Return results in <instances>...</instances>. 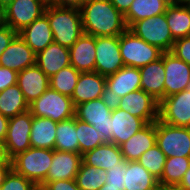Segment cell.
Returning a JSON list of instances; mask_svg holds the SVG:
<instances>
[{
	"mask_svg": "<svg viewBox=\"0 0 190 190\" xmlns=\"http://www.w3.org/2000/svg\"><path fill=\"white\" fill-rule=\"evenodd\" d=\"M80 11L83 33L94 37L119 36L128 29L124 15L110 0H87Z\"/></svg>",
	"mask_w": 190,
	"mask_h": 190,
	"instance_id": "obj_1",
	"label": "cell"
},
{
	"mask_svg": "<svg viewBox=\"0 0 190 190\" xmlns=\"http://www.w3.org/2000/svg\"><path fill=\"white\" fill-rule=\"evenodd\" d=\"M44 14L48 17L55 43L70 48L83 34L80 9L48 3Z\"/></svg>",
	"mask_w": 190,
	"mask_h": 190,
	"instance_id": "obj_2",
	"label": "cell"
},
{
	"mask_svg": "<svg viewBox=\"0 0 190 190\" xmlns=\"http://www.w3.org/2000/svg\"><path fill=\"white\" fill-rule=\"evenodd\" d=\"M53 160V150L30 147L11 159L12 169L32 181L43 184Z\"/></svg>",
	"mask_w": 190,
	"mask_h": 190,
	"instance_id": "obj_3",
	"label": "cell"
},
{
	"mask_svg": "<svg viewBox=\"0 0 190 190\" xmlns=\"http://www.w3.org/2000/svg\"><path fill=\"white\" fill-rule=\"evenodd\" d=\"M29 111L32 116L49 118L55 122L75 116V106L71 97L50 87L38 99L29 104Z\"/></svg>",
	"mask_w": 190,
	"mask_h": 190,
	"instance_id": "obj_4",
	"label": "cell"
},
{
	"mask_svg": "<svg viewBox=\"0 0 190 190\" xmlns=\"http://www.w3.org/2000/svg\"><path fill=\"white\" fill-rule=\"evenodd\" d=\"M120 54L125 66L141 68L162 57L164 51L135 36L130 30L119 35Z\"/></svg>",
	"mask_w": 190,
	"mask_h": 190,
	"instance_id": "obj_5",
	"label": "cell"
},
{
	"mask_svg": "<svg viewBox=\"0 0 190 190\" xmlns=\"http://www.w3.org/2000/svg\"><path fill=\"white\" fill-rule=\"evenodd\" d=\"M135 36L162 51H172L174 38L168 27L165 13L134 22L129 28Z\"/></svg>",
	"mask_w": 190,
	"mask_h": 190,
	"instance_id": "obj_6",
	"label": "cell"
},
{
	"mask_svg": "<svg viewBox=\"0 0 190 190\" xmlns=\"http://www.w3.org/2000/svg\"><path fill=\"white\" fill-rule=\"evenodd\" d=\"M156 145L170 157H190V128L156 121Z\"/></svg>",
	"mask_w": 190,
	"mask_h": 190,
	"instance_id": "obj_7",
	"label": "cell"
},
{
	"mask_svg": "<svg viewBox=\"0 0 190 190\" xmlns=\"http://www.w3.org/2000/svg\"><path fill=\"white\" fill-rule=\"evenodd\" d=\"M48 3V0H13L4 9L5 23L18 33L40 18Z\"/></svg>",
	"mask_w": 190,
	"mask_h": 190,
	"instance_id": "obj_8",
	"label": "cell"
},
{
	"mask_svg": "<svg viewBox=\"0 0 190 190\" xmlns=\"http://www.w3.org/2000/svg\"><path fill=\"white\" fill-rule=\"evenodd\" d=\"M75 117L92 125L102 135L105 143H112L110 133L111 110L101 98L76 105Z\"/></svg>",
	"mask_w": 190,
	"mask_h": 190,
	"instance_id": "obj_9",
	"label": "cell"
},
{
	"mask_svg": "<svg viewBox=\"0 0 190 190\" xmlns=\"http://www.w3.org/2000/svg\"><path fill=\"white\" fill-rule=\"evenodd\" d=\"M95 71L102 76L116 73L124 65L119 36L96 37Z\"/></svg>",
	"mask_w": 190,
	"mask_h": 190,
	"instance_id": "obj_10",
	"label": "cell"
},
{
	"mask_svg": "<svg viewBox=\"0 0 190 190\" xmlns=\"http://www.w3.org/2000/svg\"><path fill=\"white\" fill-rule=\"evenodd\" d=\"M159 120L165 124L190 128V92L183 90L159 103Z\"/></svg>",
	"mask_w": 190,
	"mask_h": 190,
	"instance_id": "obj_11",
	"label": "cell"
},
{
	"mask_svg": "<svg viewBox=\"0 0 190 190\" xmlns=\"http://www.w3.org/2000/svg\"><path fill=\"white\" fill-rule=\"evenodd\" d=\"M32 119L33 116L29 110L9 119L4 142L11 159L31 147L30 134Z\"/></svg>",
	"mask_w": 190,
	"mask_h": 190,
	"instance_id": "obj_12",
	"label": "cell"
},
{
	"mask_svg": "<svg viewBox=\"0 0 190 190\" xmlns=\"http://www.w3.org/2000/svg\"><path fill=\"white\" fill-rule=\"evenodd\" d=\"M119 109L141 118L146 124L159 119V102L142 89L121 97Z\"/></svg>",
	"mask_w": 190,
	"mask_h": 190,
	"instance_id": "obj_13",
	"label": "cell"
},
{
	"mask_svg": "<svg viewBox=\"0 0 190 190\" xmlns=\"http://www.w3.org/2000/svg\"><path fill=\"white\" fill-rule=\"evenodd\" d=\"M164 98L185 90L190 82V65L171 51L164 52Z\"/></svg>",
	"mask_w": 190,
	"mask_h": 190,
	"instance_id": "obj_14",
	"label": "cell"
},
{
	"mask_svg": "<svg viewBox=\"0 0 190 190\" xmlns=\"http://www.w3.org/2000/svg\"><path fill=\"white\" fill-rule=\"evenodd\" d=\"M82 163V155L73 152H65L53 150V160L48 171L45 182L46 186L49 182L58 180L75 179L80 165Z\"/></svg>",
	"mask_w": 190,
	"mask_h": 190,
	"instance_id": "obj_15",
	"label": "cell"
},
{
	"mask_svg": "<svg viewBox=\"0 0 190 190\" xmlns=\"http://www.w3.org/2000/svg\"><path fill=\"white\" fill-rule=\"evenodd\" d=\"M36 54L17 34L0 56V66L17 73L35 65Z\"/></svg>",
	"mask_w": 190,
	"mask_h": 190,
	"instance_id": "obj_16",
	"label": "cell"
},
{
	"mask_svg": "<svg viewBox=\"0 0 190 190\" xmlns=\"http://www.w3.org/2000/svg\"><path fill=\"white\" fill-rule=\"evenodd\" d=\"M17 85L28 104L38 99L49 87V77L35 64L17 74Z\"/></svg>",
	"mask_w": 190,
	"mask_h": 190,
	"instance_id": "obj_17",
	"label": "cell"
},
{
	"mask_svg": "<svg viewBox=\"0 0 190 190\" xmlns=\"http://www.w3.org/2000/svg\"><path fill=\"white\" fill-rule=\"evenodd\" d=\"M145 125L146 123L141 118L133 116L124 110L119 108L112 110L110 120L112 143L120 146L128 141Z\"/></svg>",
	"mask_w": 190,
	"mask_h": 190,
	"instance_id": "obj_18",
	"label": "cell"
},
{
	"mask_svg": "<svg viewBox=\"0 0 190 190\" xmlns=\"http://www.w3.org/2000/svg\"><path fill=\"white\" fill-rule=\"evenodd\" d=\"M96 37L83 33L69 48L70 65L79 72L95 71Z\"/></svg>",
	"mask_w": 190,
	"mask_h": 190,
	"instance_id": "obj_19",
	"label": "cell"
},
{
	"mask_svg": "<svg viewBox=\"0 0 190 190\" xmlns=\"http://www.w3.org/2000/svg\"><path fill=\"white\" fill-rule=\"evenodd\" d=\"M156 145V121L147 123L128 141L121 144L120 150L126 161H137L140 156Z\"/></svg>",
	"mask_w": 190,
	"mask_h": 190,
	"instance_id": "obj_20",
	"label": "cell"
},
{
	"mask_svg": "<svg viewBox=\"0 0 190 190\" xmlns=\"http://www.w3.org/2000/svg\"><path fill=\"white\" fill-rule=\"evenodd\" d=\"M141 89L151 95L159 103L164 99V53L162 57L141 68Z\"/></svg>",
	"mask_w": 190,
	"mask_h": 190,
	"instance_id": "obj_21",
	"label": "cell"
},
{
	"mask_svg": "<svg viewBox=\"0 0 190 190\" xmlns=\"http://www.w3.org/2000/svg\"><path fill=\"white\" fill-rule=\"evenodd\" d=\"M35 64L50 78L70 65L69 48L53 42L36 54Z\"/></svg>",
	"mask_w": 190,
	"mask_h": 190,
	"instance_id": "obj_22",
	"label": "cell"
},
{
	"mask_svg": "<svg viewBox=\"0 0 190 190\" xmlns=\"http://www.w3.org/2000/svg\"><path fill=\"white\" fill-rule=\"evenodd\" d=\"M18 34L35 54L54 42L48 17L45 14L24 27Z\"/></svg>",
	"mask_w": 190,
	"mask_h": 190,
	"instance_id": "obj_23",
	"label": "cell"
},
{
	"mask_svg": "<svg viewBox=\"0 0 190 190\" xmlns=\"http://www.w3.org/2000/svg\"><path fill=\"white\" fill-rule=\"evenodd\" d=\"M105 87V76L100 75L96 71L80 73L77 85L71 97L74 106L101 98Z\"/></svg>",
	"mask_w": 190,
	"mask_h": 190,
	"instance_id": "obj_24",
	"label": "cell"
},
{
	"mask_svg": "<svg viewBox=\"0 0 190 190\" xmlns=\"http://www.w3.org/2000/svg\"><path fill=\"white\" fill-rule=\"evenodd\" d=\"M82 161L97 169L109 170L121 166L126 160L123 158L120 147L113 143H104L82 155Z\"/></svg>",
	"mask_w": 190,
	"mask_h": 190,
	"instance_id": "obj_25",
	"label": "cell"
},
{
	"mask_svg": "<svg viewBox=\"0 0 190 190\" xmlns=\"http://www.w3.org/2000/svg\"><path fill=\"white\" fill-rule=\"evenodd\" d=\"M106 87L120 98L141 89L139 68L123 66L116 73L106 76Z\"/></svg>",
	"mask_w": 190,
	"mask_h": 190,
	"instance_id": "obj_26",
	"label": "cell"
},
{
	"mask_svg": "<svg viewBox=\"0 0 190 190\" xmlns=\"http://www.w3.org/2000/svg\"><path fill=\"white\" fill-rule=\"evenodd\" d=\"M57 122L33 116L30 145L34 148L55 150Z\"/></svg>",
	"mask_w": 190,
	"mask_h": 190,
	"instance_id": "obj_27",
	"label": "cell"
},
{
	"mask_svg": "<svg viewBox=\"0 0 190 190\" xmlns=\"http://www.w3.org/2000/svg\"><path fill=\"white\" fill-rule=\"evenodd\" d=\"M172 1L173 0H134L128 11L124 14L127 28L138 20L165 13Z\"/></svg>",
	"mask_w": 190,
	"mask_h": 190,
	"instance_id": "obj_28",
	"label": "cell"
},
{
	"mask_svg": "<svg viewBox=\"0 0 190 190\" xmlns=\"http://www.w3.org/2000/svg\"><path fill=\"white\" fill-rule=\"evenodd\" d=\"M124 190H159L158 180L137 161H127Z\"/></svg>",
	"mask_w": 190,
	"mask_h": 190,
	"instance_id": "obj_29",
	"label": "cell"
},
{
	"mask_svg": "<svg viewBox=\"0 0 190 190\" xmlns=\"http://www.w3.org/2000/svg\"><path fill=\"white\" fill-rule=\"evenodd\" d=\"M166 20L174 40L190 36V7L172 3L165 12Z\"/></svg>",
	"mask_w": 190,
	"mask_h": 190,
	"instance_id": "obj_30",
	"label": "cell"
},
{
	"mask_svg": "<svg viewBox=\"0 0 190 190\" xmlns=\"http://www.w3.org/2000/svg\"><path fill=\"white\" fill-rule=\"evenodd\" d=\"M28 110L29 104L17 84L0 92V114L3 116L10 119Z\"/></svg>",
	"mask_w": 190,
	"mask_h": 190,
	"instance_id": "obj_31",
	"label": "cell"
},
{
	"mask_svg": "<svg viewBox=\"0 0 190 190\" xmlns=\"http://www.w3.org/2000/svg\"><path fill=\"white\" fill-rule=\"evenodd\" d=\"M55 150L79 154L76 117L57 122Z\"/></svg>",
	"mask_w": 190,
	"mask_h": 190,
	"instance_id": "obj_32",
	"label": "cell"
},
{
	"mask_svg": "<svg viewBox=\"0 0 190 190\" xmlns=\"http://www.w3.org/2000/svg\"><path fill=\"white\" fill-rule=\"evenodd\" d=\"M190 167V157H170L166 159L159 187H175L182 181Z\"/></svg>",
	"mask_w": 190,
	"mask_h": 190,
	"instance_id": "obj_33",
	"label": "cell"
},
{
	"mask_svg": "<svg viewBox=\"0 0 190 190\" xmlns=\"http://www.w3.org/2000/svg\"><path fill=\"white\" fill-rule=\"evenodd\" d=\"M106 176L105 170L86 165L82 161L75 181L81 190H99L105 184Z\"/></svg>",
	"mask_w": 190,
	"mask_h": 190,
	"instance_id": "obj_34",
	"label": "cell"
},
{
	"mask_svg": "<svg viewBox=\"0 0 190 190\" xmlns=\"http://www.w3.org/2000/svg\"><path fill=\"white\" fill-rule=\"evenodd\" d=\"M80 73L72 65L62 68L49 78L50 88L63 95L72 97Z\"/></svg>",
	"mask_w": 190,
	"mask_h": 190,
	"instance_id": "obj_35",
	"label": "cell"
},
{
	"mask_svg": "<svg viewBox=\"0 0 190 190\" xmlns=\"http://www.w3.org/2000/svg\"><path fill=\"white\" fill-rule=\"evenodd\" d=\"M76 132L79 142V154L81 155L105 143L102 135L92 125L77 118Z\"/></svg>",
	"mask_w": 190,
	"mask_h": 190,
	"instance_id": "obj_36",
	"label": "cell"
},
{
	"mask_svg": "<svg viewBox=\"0 0 190 190\" xmlns=\"http://www.w3.org/2000/svg\"><path fill=\"white\" fill-rule=\"evenodd\" d=\"M166 159V155L155 145L144 152L137 162L159 181L164 170Z\"/></svg>",
	"mask_w": 190,
	"mask_h": 190,
	"instance_id": "obj_37",
	"label": "cell"
},
{
	"mask_svg": "<svg viewBox=\"0 0 190 190\" xmlns=\"http://www.w3.org/2000/svg\"><path fill=\"white\" fill-rule=\"evenodd\" d=\"M34 186L35 184L32 181L12 169L0 186V190H32Z\"/></svg>",
	"mask_w": 190,
	"mask_h": 190,
	"instance_id": "obj_38",
	"label": "cell"
},
{
	"mask_svg": "<svg viewBox=\"0 0 190 190\" xmlns=\"http://www.w3.org/2000/svg\"><path fill=\"white\" fill-rule=\"evenodd\" d=\"M126 164H127V161H125L119 167L116 166L106 171L107 176H106L105 184H107V187L120 188V190H124Z\"/></svg>",
	"mask_w": 190,
	"mask_h": 190,
	"instance_id": "obj_39",
	"label": "cell"
},
{
	"mask_svg": "<svg viewBox=\"0 0 190 190\" xmlns=\"http://www.w3.org/2000/svg\"><path fill=\"white\" fill-rule=\"evenodd\" d=\"M171 52L190 65V36L175 40Z\"/></svg>",
	"mask_w": 190,
	"mask_h": 190,
	"instance_id": "obj_40",
	"label": "cell"
},
{
	"mask_svg": "<svg viewBox=\"0 0 190 190\" xmlns=\"http://www.w3.org/2000/svg\"><path fill=\"white\" fill-rule=\"evenodd\" d=\"M17 72L0 66V92L17 84Z\"/></svg>",
	"mask_w": 190,
	"mask_h": 190,
	"instance_id": "obj_41",
	"label": "cell"
},
{
	"mask_svg": "<svg viewBox=\"0 0 190 190\" xmlns=\"http://www.w3.org/2000/svg\"><path fill=\"white\" fill-rule=\"evenodd\" d=\"M17 34L18 33L8 25L0 29V56Z\"/></svg>",
	"mask_w": 190,
	"mask_h": 190,
	"instance_id": "obj_42",
	"label": "cell"
},
{
	"mask_svg": "<svg viewBox=\"0 0 190 190\" xmlns=\"http://www.w3.org/2000/svg\"><path fill=\"white\" fill-rule=\"evenodd\" d=\"M48 190H81L77 184L75 179L71 180H58L49 182L45 186Z\"/></svg>",
	"mask_w": 190,
	"mask_h": 190,
	"instance_id": "obj_43",
	"label": "cell"
},
{
	"mask_svg": "<svg viewBox=\"0 0 190 190\" xmlns=\"http://www.w3.org/2000/svg\"><path fill=\"white\" fill-rule=\"evenodd\" d=\"M101 99L111 111L119 108L121 98L107 87L104 88Z\"/></svg>",
	"mask_w": 190,
	"mask_h": 190,
	"instance_id": "obj_44",
	"label": "cell"
},
{
	"mask_svg": "<svg viewBox=\"0 0 190 190\" xmlns=\"http://www.w3.org/2000/svg\"><path fill=\"white\" fill-rule=\"evenodd\" d=\"M50 4L58 7L78 8L84 4V0H48Z\"/></svg>",
	"mask_w": 190,
	"mask_h": 190,
	"instance_id": "obj_45",
	"label": "cell"
},
{
	"mask_svg": "<svg viewBox=\"0 0 190 190\" xmlns=\"http://www.w3.org/2000/svg\"><path fill=\"white\" fill-rule=\"evenodd\" d=\"M133 1L134 0H110L116 9L123 15L128 11Z\"/></svg>",
	"mask_w": 190,
	"mask_h": 190,
	"instance_id": "obj_46",
	"label": "cell"
},
{
	"mask_svg": "<svg viewBox=\"0 0 190 190\" xmlns=\"http://www.w3.org/2000/svg\"><path fill=\"white\" fill-rule=\"evenodd\" d=\"M0 164H12L4 141L0 140Z\"/></svg>",
	"mask_w": 190,
	"mask_h": 190,
	"instance_id": "obj_47",
	"label": "cell"
},
{
	"mask_svg": "<svg viewBox=\"0 0 190 190\" xmlns=\"http://www.w3.org/2000/svg\"><path fill=\"white\" fill-rule=\"evenodd\" d=\"M9 119L0 114V140L4 141L7 134Z\"/></svg>",
	"mask_w": 190,
	"mask_h": 190,
	"instance_id": "obj_48",
	"label": "cell"
},
{
	"mask_svg": "<svg viewBox=\"0 0 190 190\" xmlns=\"http://www.w3.org/2000/svg\"><path fill=\"white\" fill-rule=\"evenodd\" d=\"M11 170L12 164H0V186L3 184Z\"/></svg>",
	"mask_w": 190,
	"mask_h": 190,
	"instance_id": "obj_49",
	"label": "cell"
},
{
	"mask_svg": "<svg viewBox=\"0 0 190 190\" xmlns=\"http://www.w3.org/2000/svg\"><path fill=\"white\" fill-rule=\"evenodd\" d=\"M177 187L181 190H190V167Z\"/></svg>",
	"mask_w": 190,
	"mask_h": 190,
	"instance_id": "obj_50",
	"label": "cell"
},
{
	"mask_svg": "<svg viewBox=\"0 0 190 190\" xmlns=\"http://www.w3.org/2000/svg\"><path fill=\"white\" fill-rule=\"evenodd\" d=\"M6 25L4 10L0 8V29Z\"/></svg>",
	"mask_w": 190,
	"mask_h": 190,
	"instance_id": "obj_51",
	"label": "cell"
},
{
	"mask_svg": "<svg viewBox=\"0 0 190 190\" xmlns=\"http://www.w3.org/2000/svg\"><path fill=\"white\" fill-rule=\"evenodd\" d=\"M12 1L13 0H0V8L4 10L12 3Z\"/></svg>",
	"mask_w": 190,
	"mask_h": 190,
	"instance_id": "obj_52",
	"label": "cell"
},
{
	"mask_svg": "<svg viewBox=\"0 0 190 190\" xmlns=\"http://www.w3.org/2000/svg\"><path fill=\"white\" fill-rule=\"evenodd\" d=\"M174 3L190 7V0H173Z\"/></svg>",
	"mask_w": 190,
	"mask_h": 190,
	"instance_id": "obj_53",
	"label": "cell"
},
{
	"mask_svg": "<svg viewBox=\"0 0 190 190\" xmlns=\"http://www.w3.org/2000/svg\"><path fill=\"white\" fill-rule=\"evenodd\" d=\"M99 190H120V188L107 187V184H104Z\"/></svg>",
	"mask_w": 190,
	"mask_h": 190,
	"instance_id": "obj_54",
	"label": "cell"
},
{
	"mask_svg": "<svg viewBox=\"0 0 190 190\" xmlns=\"http://www.w3.org/2000/svg\"><path fill=\"white\" fill-rule=\"evenodd\" d=\"M32 190H48L45 186L39 184V185H35Z\"/></svg>",
	"mask_w": 190,
	"mask_h": 190,
	"instance_id": "obj_55",
	"label": "cell"
},
{
	"mask_svg": "<svg viewBox=\"0 0 190 190\" xmlns=\"http://www.w3.org/2000/svg\"><path fill=\"white\" fill-rule=\"evenodd\" d=\"M159 190H181V189L175 186V187H160Z\"/></svg>",
	"mask_w": 190,
	"mask_h": 190,
	"instance_id": "obj_56",
	"label": "cell"
},
{
	"mask_svg": "<svg viewBox=\"0 0 190 190\" xmlns=\"http://www.w3.org/2000/svg\"><path fill=\"white\" fill-rule=\"evenodd\" d=\"M185 90H187V91L190 92V82H189V84L186 86Z\"/></svg>",
	"mask_w": 190,
	"mask_h": 190,
	"instance_id": "obj_57",
	"label": "cell"
}]
</instances>
